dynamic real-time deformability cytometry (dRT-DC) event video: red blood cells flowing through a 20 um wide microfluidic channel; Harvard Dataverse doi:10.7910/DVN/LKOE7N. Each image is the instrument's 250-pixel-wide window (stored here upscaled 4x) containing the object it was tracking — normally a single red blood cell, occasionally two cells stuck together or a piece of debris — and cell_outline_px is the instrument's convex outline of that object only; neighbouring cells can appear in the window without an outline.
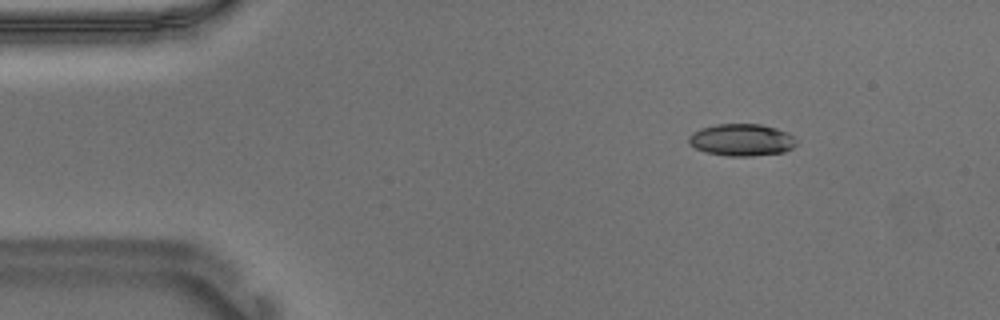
{"species": "Egyptian fruit bat (a non-hibernating species)", "species_latin": "Rousettus aegyptiacus", "temperature_condition": "warm", "stored_images_in_passage": 48, "camera_frame_rate_fps": 3000, "um_per_image_px": 0.085, "animal": {"sex": "male"}, "frame": {"image": 1, "passage_image": 1, "time_ms": 0.0, "image_size_px": [1000, 320], "cell_outline_px": [[796, 144], [792, 148], [784, 152], [752, 156], [728, 156], [704, 152], [688, 144], [688, 136], [692, 132], [700, 128], [716, 124], [760, 124], [776, 128], [788, 132], [796, 140]], "centroid_in_image_um": [63.01, 11.89], "position_along_channel_um": 22.0, "area_um2": 20.29}}
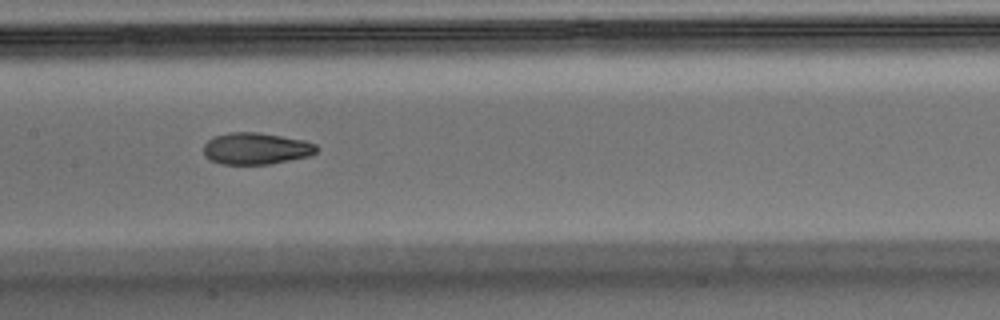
{"frame": {"image": 2, "passage_image": 20, "time_ms": 6.333, "image_size_px": [1000, 320], "cell_outline_px": [[316, 152], [308, 156], [268, 164], [220, 164], [208, 160], [204, 156], [204, 144], [212, 136], [228, 132], [256, 132], [304, 140], [316, 144]], "centroid_in_image_um": [21.69, 12.62], "position_along_channel_um": 185.7, "area_um2": 20.87}}
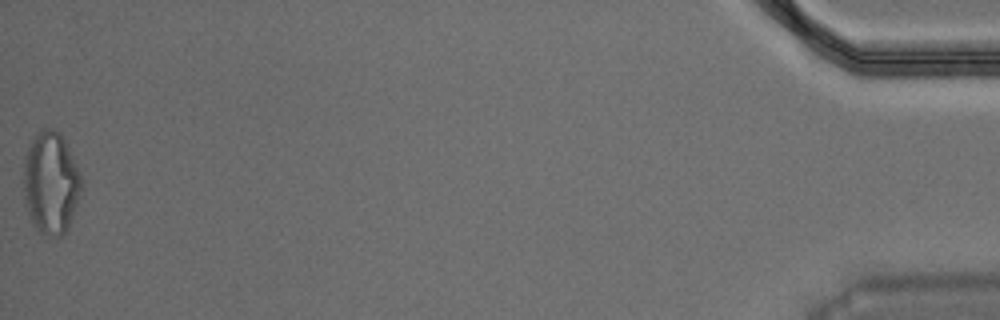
{"frame": {"image": 3, "passage_image": 48, "time_ms": 15.667, "image_size_px": [1000, 320], "cell_outline_px": [[84, 184], [68, 232], [64, 236], [52, 236], [40, 232], [32, 224], [24, 200], [24, 156], [32, 140], [40, 128], [52, 128], [60, 132], [80, 172]], "centroid_in_image_um": [4.35, 15.57], "position_along_channel_um": 430.9, "area_um2": 34.97}, "authors_computed_cell_mechanics": {"area_um2": 21.1837, "velocity_mm_per_s": 3.708, "shape_relaxation_time_tau1_ms": 6.0577, "shape_relaxation_time_tau2_ms": 2.6467, "deformation_change_tau1": 0.1864, "deformation_change_tau2": 0.0868}}